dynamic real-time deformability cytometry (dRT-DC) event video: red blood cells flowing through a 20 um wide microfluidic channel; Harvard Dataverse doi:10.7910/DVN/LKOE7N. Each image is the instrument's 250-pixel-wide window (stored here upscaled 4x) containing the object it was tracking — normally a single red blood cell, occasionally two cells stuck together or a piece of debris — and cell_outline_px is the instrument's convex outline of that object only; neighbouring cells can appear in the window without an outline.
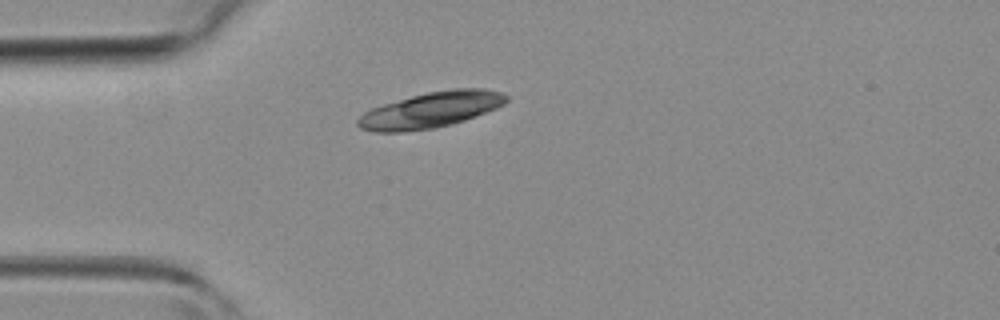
{"species": "common noctule bat (a hibernating species)", "species_latin": "Nyctalus noctula", "temperature_condition": "room temperature", "stored_images_in_passage": 1, "camera_frame_rate_fps": 3000, "um_per_image_px": 0.085, "animal": {"sex": "female", "body_mass_g": 19.3, "forearm_length_mm": 54.1}, "frame": {"image": 1, "passage_image": 1, "time_ms": 0.0, "image_size_px": [1000, 320], "cell_outline_px": [[508, 100], [504, 104], [496, 108], [464, 120], [452, 124], [432, 128], [400, 132], [376, 132], [360, 128], [356, 124], [356, 120], [364, 112], [372, 108], [384, 104], [412, 96], [428, 92], [452, 88], [484, 88], [500, 92], [508, 96]], "centroid_in_image_um": [36.62, 9.34], "position_along_channel_um": 48.4, "area_um2": 30.69}}